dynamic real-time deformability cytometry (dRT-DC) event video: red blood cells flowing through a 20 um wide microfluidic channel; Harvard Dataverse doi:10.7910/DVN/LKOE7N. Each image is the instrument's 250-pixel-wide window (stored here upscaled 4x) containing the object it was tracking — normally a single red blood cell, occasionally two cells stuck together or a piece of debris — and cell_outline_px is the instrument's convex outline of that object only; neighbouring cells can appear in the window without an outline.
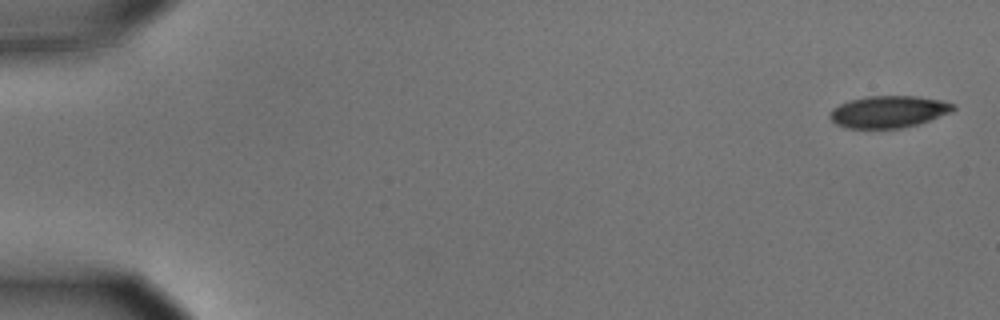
{"species": "common noctule bat (a hibernating species)", "species_latin": "Nyctalus noctula", "temperature_condition": "cold", "stored_images_in_passage": 7, "camera_frame_rate_fps": 3000, "um_per_image_px": 0.085, "animal": {"sex": "male", "body_mass_g": 15.6}, "frame": {"image": 1, "passage_image": 1, "time_ms": 0.0, "image_size_px": [1000, 320], "cell_outline_px": [[956, 108], [952, 112], [916, 124], [900, 128], [848, 128], [836, 124], [828, 116], [828, 112], [832, 108], [848, 100], [868, 96], [916, 96], [944, 100], [956, 104]], "centroid_in_image_um": [75.52, 9.48], "position_along_channel_um": 9.5, "area_um2": 23.06}}
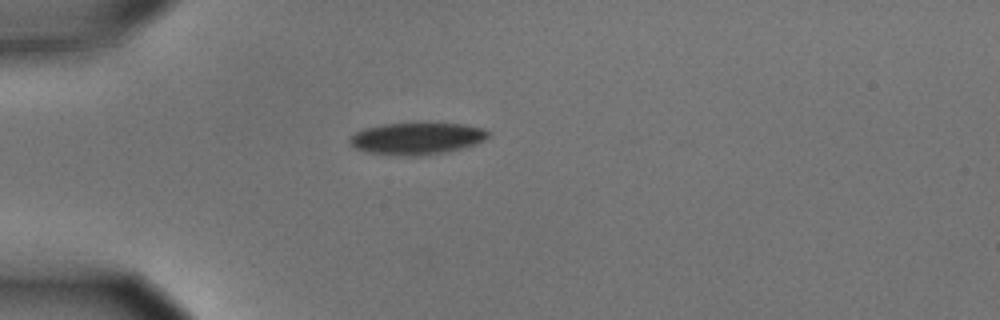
{"frame": {"image": 2, "passage_image": 5, "time_ms": 1.333, "image_size_px": [1000, 320], "cell_outline_px": [[492, 132], [484, 140], [476, 144], [464, 148], [448, 152], [420, 156], [408, 156], [368, 152], [356, 148], [348, 144], [348, 140], [356, 132], [364, 128], [380, 124], [460, 124], [484, 128]], "centroid_in_image_um": [35.45, 11.78], "position_along_channel_um": 49.5, "area_um2": 25.72}}
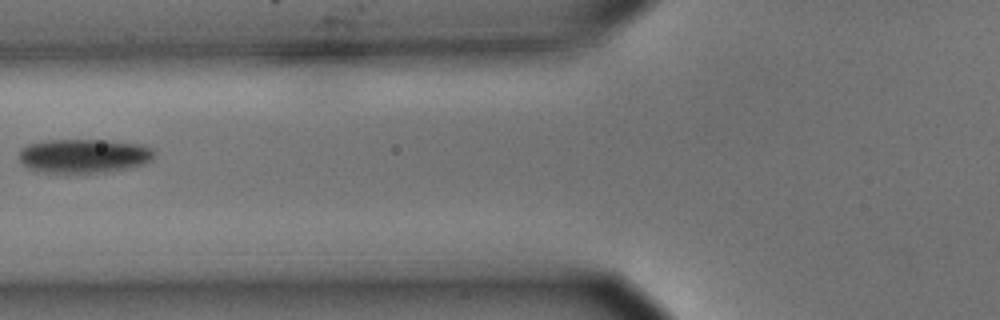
{"frame": {"image": 3, "passage_image": 7, "time_ms": 2.0, "image_size_px": [1000, 320], "cell_outline_px": [[156, 156], [152, 160], [144, 164], [104, 172], [44, 172], [32, 168], [24, 164], [20, 160], [20, 148], [28, 144], [44, 140], [108, 140], [144, 144], [152, 148], [156, 152]], "centroid_in_image_um": [7.19, 13.22], "position_along_channel_um": 118.6, "area_um2": 26.76}}